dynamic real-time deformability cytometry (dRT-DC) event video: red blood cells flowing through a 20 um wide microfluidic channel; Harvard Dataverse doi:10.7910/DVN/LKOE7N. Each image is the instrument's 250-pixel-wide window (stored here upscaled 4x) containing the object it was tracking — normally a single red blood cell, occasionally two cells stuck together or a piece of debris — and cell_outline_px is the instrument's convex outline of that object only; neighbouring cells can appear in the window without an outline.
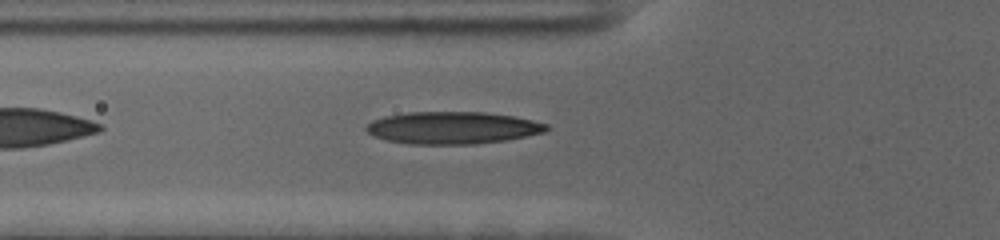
{"species": "human", "species_latin": "Homo sapiens", "temperature_condition": "cold", "stored_images_in_passage": 35, "camera_frame_rate_fps": 3000, "um_per_image_px": 0.085, "donor": {"sex": "female"}, "frame": {"image": 1, "passage_image": 2, "time_ms": 0.333, "image_size_px": [1000, 240], "cell_outline_px": [[552, 128], [544, 132], [508, 140], [476, 144], [408, 144], [388, 140], [376, 136], [368, 132], [364, 128], [372, 120], [384, 116], [408, 112], [484, 112], [512, 116], [532, 120], [548, 124]], "centroid_in_image_um": [38.5, 10.86], "position_along_channel_um": 87.3, "area_um2": 33.93}}
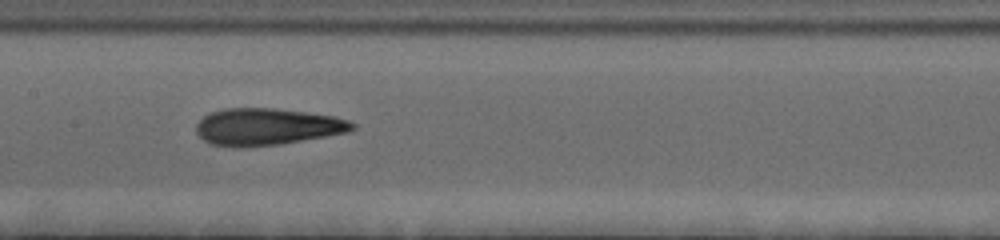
{"frame": {"image": 2, "passage_image": 10, "time_ms": 3.0, "image_size_px": [1000, 240], "cell_outline_px": [[356, 128], [348, 132], [280, 144], [248, 148], [232, 148], [212, 144], [204, 140], [196, 132], [196, 124], [204, 116], [212, 112], [224, 108], [272, 108], [308, 112], [332, 116], [348, 120], [356, 124]], "centroid_in_image_um": [22.68, 10.78], "position_along_channel_um": 184.7, "area_um2": 33.76}}
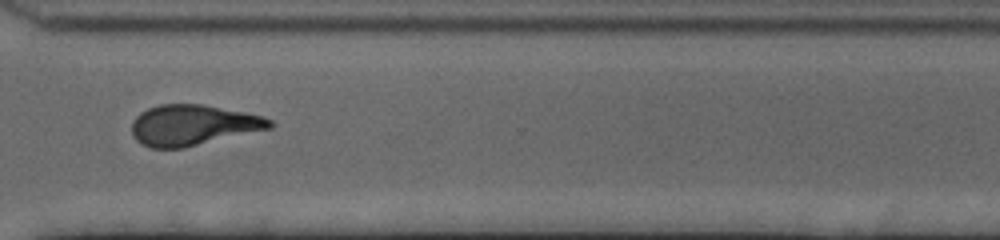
{"frame": {"image": 3, "passage_image": 24, "time_ms": 7.667, "image_size_px": [1000, 240], "cell_outline_px": [[276, 124], [272, 128], [184, 148], [152, 148], [140, 144], [136, 140], [132, 132], [132, 124], [136, 116], [140, 112], [148, 108], [160, 104], [200, 104], [244, 112], [264, 116], [272, 120]], "centroid_in_image_um": [16.42, 10.64], "position_along_channel_um": 354.2, "area_um2": 32.77}}